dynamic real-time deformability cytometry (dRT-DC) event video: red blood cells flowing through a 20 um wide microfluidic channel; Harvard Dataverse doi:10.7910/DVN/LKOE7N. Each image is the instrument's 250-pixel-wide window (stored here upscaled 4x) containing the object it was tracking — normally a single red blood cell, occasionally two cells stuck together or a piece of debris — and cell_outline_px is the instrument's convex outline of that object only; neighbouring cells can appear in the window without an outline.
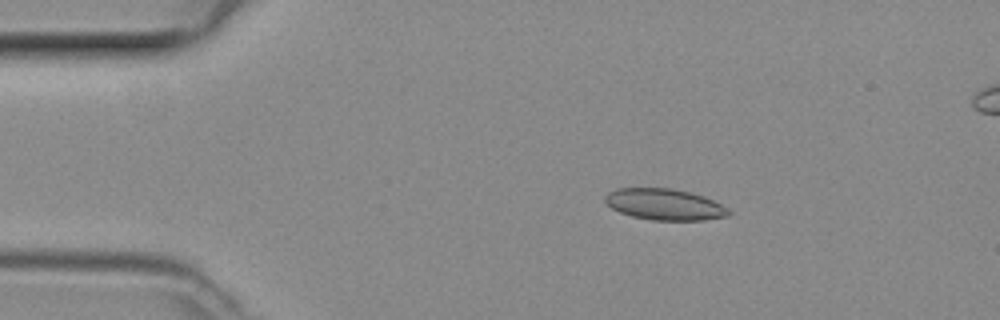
{"species": "common noctule bat (a hibernating species)", "species_latin": "Nyctalus noctula", "temperature_condition": "room temperature", "stored_images_in_passage": 43, "segment_of_instrument_passage": [1, 2], "camera_frame_rate_fps": 3000, "um_per_image_px": 0.085, "animal": {"sex": "female", "body_mass_g": 29.2, "forearm_length_mm": 56.3}, "frame": {"image": 1, "passage_image": 2, "time_ms": 0.333, "image_size_px": [1000, 320], "cell_outline_px": [[732, 212], [728, 216], [704, 220], [652, 220], [632, 216], [620, 212], [612, 208], [604, 200], [604, 196], [608, 192], [616, 188], [672, 188], [704, 196], [728, 208]], "centroid_in_image_um": [56.48, 17.37], "position_along_channel_um": 28.5, "area_um2": 22.48}}
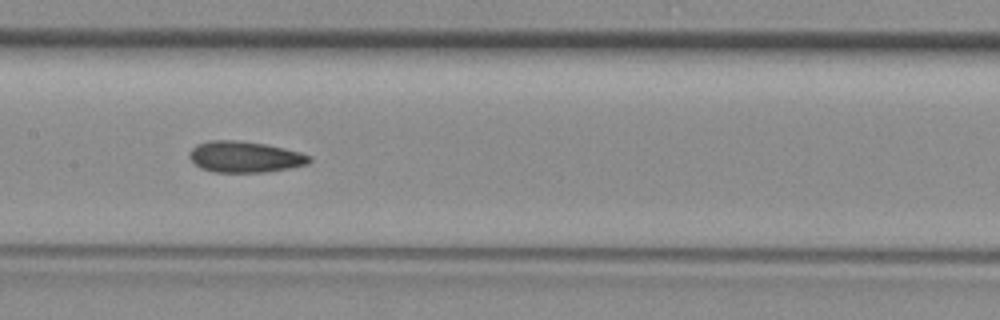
{"frame": {"image": 2, "passage_image": 17, "time_ms": 5.333, "image_size_px": [1000, 320], "cell_outline_px": [[312, 160], [308, 164], [288, 168], [264, 172], [212, 172], [200, 168], [188, 156], [188, 152], [196, 144], [208, 140], [236, 140], [264, 144], [284, 148], [300, 152], [312, 156]], "centroid_in_image_um": [20.79, 13.33], "position_along_channel_um": 186.6, "area_um2": 21.85}}
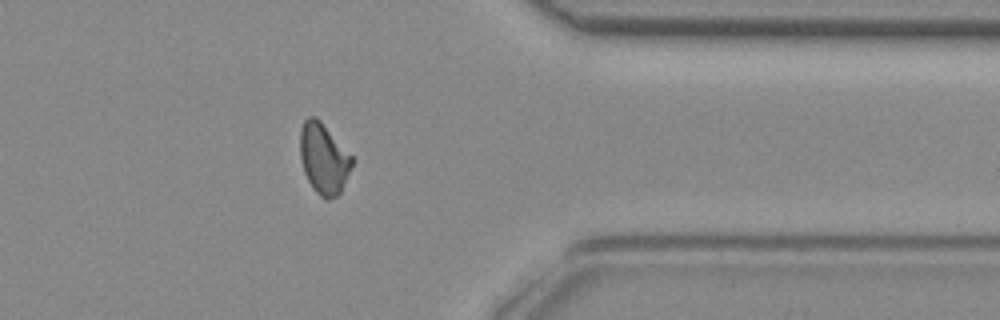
{"frame": {"image": 3, "passage_image": 32, "time_ms": 10.333, "image_size_px": [1000, 320], "cell_outline_px": [[352, 164], [340, 192], [336, 196], [328, 200], [320, 196], [312, 188], [304, 172], [300, 160], [300, 128], [304, 120], [308, 116], [316, 116], [320, 120], [352, 156]], "centroid_in_image_um": [27.47, 13.46], "position_along_channel_um": 383.9, "area_um2": 21.21}}